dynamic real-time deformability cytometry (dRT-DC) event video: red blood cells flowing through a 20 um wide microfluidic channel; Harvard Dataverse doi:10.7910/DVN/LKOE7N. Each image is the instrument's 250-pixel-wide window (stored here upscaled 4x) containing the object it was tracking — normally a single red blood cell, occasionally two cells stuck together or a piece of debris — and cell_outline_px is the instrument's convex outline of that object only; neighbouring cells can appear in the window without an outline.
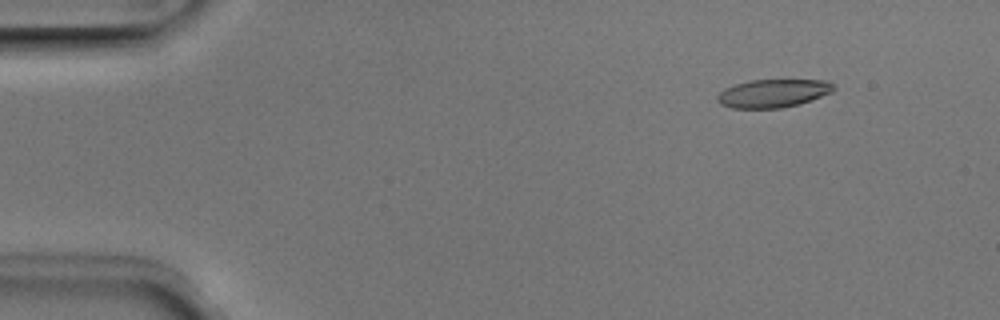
{"species": "Egyptian fruit bat (a non-hibernating species)", "species_latin": "Rousettus aegyptiacus", "temperature_condition": "room temperature", "stored_images_in_passage": 5, "camera_frame_rate_fps": 3000, "um_per_image_px": 0.085, "animal": {"sex": "male"}, "frame": {"image": 1, "passage_image": 2, "time_ms": 0.333, "image_size_px": [1000, 320], "cell_outline_px": [[836, 88], [832, 92], [812, 100], [800, 104], [780, 108], [732, 108], [720, 104], [716, 100], [716, 96], [724, 88], [736, 84], [752, 80], [828, 80]], "centroid_in_image_um": [65.71, 7.93], "position_along_channel_um": 19.3, "area_um2": 19.19}}
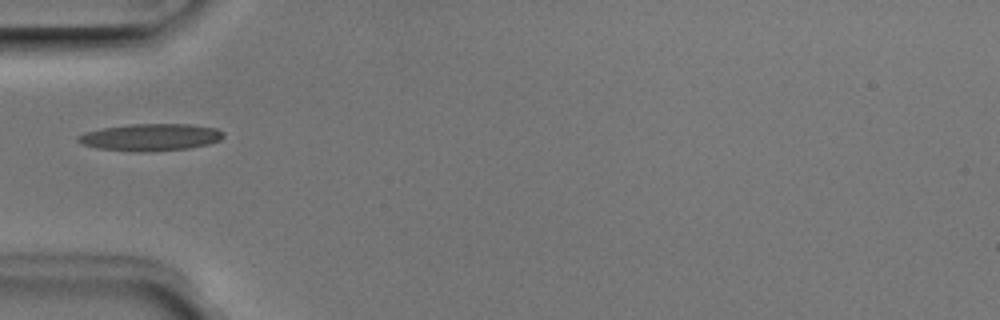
{"frame": {"image": 2, "passage_image": 5, "time_ms": 1.333, "image_size_px": [1000, 320], "cell_outline_px": [[224, 136], [220, 140], [208, 144], [188, 148], [148, 152], [136, 152], [96, 148], [84, 144], [76, 140], [76, 136], [88, 132], [104, 128], [132, 124], [192, 124], [216, 128], [224, 132]], "centroid_in_image_um": [12.83, 11.67], "position_along_channel_um": 72.2, "area_um2": 22.89}}